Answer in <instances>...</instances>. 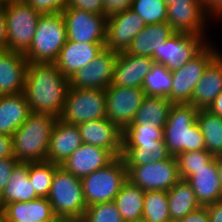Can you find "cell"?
Masks as SVG:
<instances>
[{"label":"cell","instance_id":"obj_3","mask_svg":"<svg viewBox=\"0 0 222 222\" xmlns=\"http://www.w3.org/2000/svg\"><path fill=\"white\" fill-rule=\"evenodd\" d=\"M198 109L190 103L173 104L166 125L164 142L172 156L180 152L206 150L203 134L197 123Z\"/></svg>","mask_w":222,"mask_h":222},{"label":"cell","instance_id":"obj_33","mask_svg":"<svg viewBox=\"0 0 222 222\" xmlns=\"http://www.w3.org/2000/svg\"><path fill=\"white\" fill-rule=\"evenodd\" d=\"M172 105L173 103L166 97L146 96L131 124L151 122L164 129Z\"/></svg>","mask_w":222,"mask_h":222},{"label":"cell","instance_id":"obj_17","mask_svg":"<svg viewBox=\"0 0 222 222\" xmlns=\"http://www.w3.org/2000/svg\"><path fill=\"white\" fill-rule=\"evenodd\" d=\"M83 143L109 150L115 157L122 155V131L107 117L77 125Z\"/></svg>","mask_w":222,"mask_h":222},{"label":"cell","instance_id":"obj_23","mask_svg":"<svg viewBox=\"0 0 222 222\" xmlns=\"http://www.w3.org/2000/svg\"><path fill=\"white\" fill-rule=\"evenodd\" d=\"M0 215L2 222H54L57 218L48 198L9 203Z\"/></svg>","mask_w":222,"mask_h":222},{"label":"cell","instance_id":"obj_39","mask_svg":"<svg viewBox=\"0 0 222 222\" xmlns=\"http://www.w3.org/2000/svg\"><path fill=\"white\" fill-rule=\"evenodd\" d=\"M130 9L141 16L146 25L167 21L168 6L162 0H133Z\"/></svg>","mask_w":222,"mask_h":222},{"label":"cell","instance_id":"obj_5","mask_svg":"<svg viewBox=\"0 0 222 222\" xmlns=\"http://www.w3.org/2000/svg\"><path fill=\"white\" fill-rule=\"evenodd\" d=\"M127 179V167L122 156L83 177L81 182L86 205L113 201Z\"/></svg>","mask_w":222,"mask_h":222},{"label":"cell","instance_id":"obj_7","mask_svg":"<svg viewBox=\"0 0 222 222\" xmlns=\"http://www.w3.org/2000/svg\"><path fill=\"white\" fill-rule=\"evenodd\" d=\"M2 8L6 19L7 50L24 54L32 43L41 13L25 0Z\"/></svg>","mask_w":222,"mask_h":222},{"label":"cell","instance_id":"obj_4","mask_svg":"<svg viewBox=\"0 0 222 222\" xmlns=\"http://www.w3.org/2000/svg\"><path fill=\"white\" fill-rule=\"evenodd\" d=\"M67 41L61 12L41 14L29 49L23 54L29 62L54 63Z\"/></svg>","mask_w":222,"mask_h":222},{"label":"cell","instance_id":"obj_16","mask_svg":"<svg viewBox=\"0 0 222 222\" xmlns=\"http://www.w3.org/2000/svg\"><path fill=\"white\" fill-rule=\"evenodd\" d=\"M167 23L175 32L205 35L206 21L212 16L206 11L203 2H175L168 5Z\"/></svg>","mask_w":222,"mask_h":222},{"label":"cell","instance_id":"obj_2","mask_svg":"<svg viewBox=\"0 0 222 222\" xmlns=\"http://www.w3.org/2000/svg\"><path fill=\"white\" fill-rule=\"evenodd\" d=\"M56 121L54 116L30 112L26 121L12 135L14 157L24 163L46 161L50 135Z\"/></svg>","mask_w":222,"mask_h":222},{"label":"cell","instance_id":"obj_52","mask_svg":"<svg viewBox=\"0 0 222 222\" xmlns=\"http://www.w3.org/2000/svg\"><path fill=\"white\" fill-rule=\"evenodd\" d=\"M216 163H217L219 177H220V180H221V183H222V156H217L216 157Z\"/></svg>","mask_w":222,"mask_h":222},{"label":"cell","instance_id":"obj_40","mask_svg":"<svg viewBox=\"0 0 222 222\" xmlns=\"http://www.w3.org/2000/svg\"><path fill=\"white\" fill-rule=\"evenodd\" d=\"M84 218L86 222H124L113 201L87 206Z\"/></svg>","mask_w":222,"mask_h":222},{"label":"cell","instance_id":"obj_12","mask_svg":"<svg viewBox=\"0 0 222 222\" xmlns=\"http://www.w3.org/2000/svg\"><path fill=\"white\" fill-rule=\"evenodd\" d=\"M205 36L175 32L153 55V61L168 70L182 67L194 58L210 41Z\"/></svg>","mask_w":222,"mask_h":222},{"label":"cell","instance_id":"obj_27","mask_svg":"<svg viewBox=\"0 0 222 222\" xmlns=\"http://www.w3.org/2000/svg\"><path fill=\"white\" fill-rule=\"evenodd\" d=\"M174 33L167 22L146 25L134 37L126 53L153 58L154 52Z\"/></svg>","mask_w":222,"mask_h":222},{"label":"cell","instance_id":"obj_37","mask_svg":"<svg viewBox=\"0 0 222 222\" xmlns=\"http://www.w3.org/2000/svg\"><path fill=\"white\" fill-rule=\"evenodd\" d=\"M59 166L60 165L49 161L29 162L30 183L33 184L36 194L40 198H47L55 170Z\"/></svg>","mask_w":222,"mask_h":222},{"label":"cell","instance_id":"obj_18","mask_svg":"<svg viewBox=\"0 0 222 222\" xmlns=\"http://www.w3.org/2000/svg\"><path fill=\"white\" fill-rule=\"evenodd\" d=\"M116 157L107 149L83 143L60 166L82 179L107 166Z\"/></svg>","mask_w":222,"mask_h":222},{"label":"cell","instance_id":"obj_49","mask_svg":"<svg viewBox=\"0 0 222 222\" xmlns=\"http://www.w3.org/2000/svg\"><path fill=\"white\" fill-rule=\"evenodd\" d=\"M7 50L6 19L4 9L0 7V51Z\"/></svg>","mask_w":222,"mask_h":222},{"label":"cell","instance_id":"obj_10","mask_svg":"<svg viewBox=\"0 0 222 222\" xmlns=\"http://www.w3.org/2000/svg\"><path fill=\"white\" fill-rule=\"evenodd\" d=\"M127 178L144 191H169L180 179L175 156L140 166H126Z\"/></svg>","mask_w":222,"mask_h":222},{"label":"cell","instance_id":"obj_51","mask_svg":"<svg viewBox=\"0 0 222 222\" xmlns=\"http://www.w3.org/2000/svg\"><path fill=\"white\" fill-rule=\"evenodd\" d=\"M54 222H86L84 216L81 217H57Z\"/></svg>","mask_w":222,"mask_h":222},{"label":"cell","instance_id":"obj_30","mask_svg":"<svg viewBox=\"0 0 222 222\" xmlns=\"http://www.w3.org/2000/svg\"><path fill=\"white\" fill-rule=\"evenodd\" d=\"M122 158L126 166H140L169 159L172 155L163 140L142 143V146H122Z\"/></svg>","mask_w":222,"mask_h":222},{"label":"cell","instance_id":"obj_54","mask_svg":"<svg viewBox=\"0 0 222 222\" xmlns=\"http://www.w3.org/2000/svg\"><path fill=\"white\" fill-rule=\"evenodd\" d=\"M19 1H22V0H0V7L5 6L9 3L19 2Z\"/></svg>","mask_w":222,"mask_h":222},{"label":"cell","instance_id":"obj_53","mask_svg":"<svg viewBox=\"0 0 222 222\" xmlns=\"http://www.w3.org/2000/svg\"><path fill=\"white\" fill-rule=\"evenodd\" d=\"M167 6L175 2H203L202 0H162Z\"/></svg>","mask_w":222,"mask_h":222},{"label":"cell","instance_id":"obj_41","mask_svg":"<svg viewBox=\"0 0 222 222\" xmlns=\"http://www.w3.org/2000/svg\"><path fill=\"white\" fill-rule=\"evenodd\" d=\"M41 14L62 12L67 7L68 0H25Z\"/></svg>","mask_w":222,"mask_h":222},{"label":"cell","instance_id":"obj_55","mask_svg":"<svg viewBox=\"0 0 222 222\" xmlns=\"http://www.w3.org/2000/svg\"><path fill=\"white\" fill-rule=\"evenodd\" d=\"M127 222H147L145 219L141 218L138 220H133V221H127Z\"/></svg>","mask_w":222,"mask_h":222},{"label":"cell","instance_id":"obj_1","mask_svg":"<svg viewBox=\"0 0 222 222\" xmlns=\"http://www.w3.org/2000/svg\"><path fill=\"white\" fill-rule=\"evenodd\" d=\"M68 89L69 78L55 63H28L23 93L31 112L60 118Z\"/></svg>","mask_w":222,"mask_h":222},{"label":"cell","instance_id":"obj_13","mask_svg":"<svg viewBox=\"0 0 222 222\" xmlns=\"http://www.w3.org/2000/svg\"><path fill=\"white\" fill-rule=\"evenodd\" d=\"M105 96L107 118L123 131L133 122L146 94L142 88L110 85Z\"/></svg>","mask_w":222,"mask_h":222},{"label":"cell","instance_id":"obj_36","mask_svg":"<svg viewBox=\"0 0 222 222\" xmlns=\"http://www.w3.org/2000/svg\"><path fill=\"white\" fill-rule=\"evenodd\" d=\"M142 218L147 222L170 220L167 191H145Z\"/></svg>","mask_w":222,"mask_h":222},{"label":"cell","instance_id":"obj_32","mask_svg":"<svg viewBox=\"0 0 222 222\" xmlns=\"http://www.w3.org/2000/svg\"><path fill=\"white\" fill-rule=\"evenodd\" d=\"M197 123L203 134L206 151L212 156H222V117L208 109H199Z\"/></svg>","mask_w":222,"mask_h":222},{"label":"cell","instance_id":"obj_38","mask_svg":"<svg viewBox=\"0 0 222 222\" xmlns=\"http://www.w3.org/2000/svg\"><path fill=\"white\" fill-rule=\"evenodd\" d=\"M178 165V171L181 179L186 180L193 174H196V170L205 167L213 158L206 150L180 152L176 156Z\"/></svg>","mask_w":222,"mask_h":222},{"label":"cell","instance_id":"obj_21","mask_svg":"<svg viewBox=\"0 0 222 222\" xmlns=\"http://www.w3.org/2000/svg\"><path fill=\"white\" fill-rule=\"evenodd\" d=\"M27 65L23 53L0 51V95L24 92Z\"/></svg>","mask_w":222,"mask_h":222},{"label":"cell","instance_id":"obj_15","mask_svg":"<svg viewBox=\"0 0 222 222\" xmlns=\"http://www.w3.org/2000/svg\"><path fill=\"white\" fill-rule=\"evenodd\" d=\"M145 26L143 18L131 9L107 17L105 48L116 53L126 52Z\"/></svg>","mask_w":222,"mask_h":222},{"label":"cell","instance_id":"obj_26","mask_svg":"<svg viewBox=\"0 0 222 222\" xmlns=\"http://www.w3.org/2000/svg\"><path fill=\"white\" fill-rule=\"evenodd\" d=\"M40 198L30 183L29 163L19 162L11 173L10 181L0 193V211L9 203L28 202Z\"/></svg>","mask_w":222,"mask_h":222},{"label":"cell","instance_id":"obj_42","mask_svg":"<svg viewBox=\"0 0 222 222\" xmlns=\"http://www.w3.org/2000/svg\"><path fill=\"white\" fill-rule=\"evenodd\" d=\"M67 7L104 15L103 0H68Z\"/></svg>","mask_w":222,"mask_h":222},{"label":"cell","instance_id":"obj_29","mask_svg":"<svg viewBox=\"0 0 222 222\" xmlns=\"http://www.w3.org/2000/svg\"><path fill=\"white\" fill-rule=\"evenodd\" d=\"M145 191L126 180L113 202L124 222L142 218Z\"/></svg>","mask_w":222,"mask_h":222},{"label":"cell","instance_id":"obj_56","mask_svg":"<svg viewBox=\"0 0 222 222\" xmlns=\"http://www.w3.org/2000/svg\"><path fill=\"white\" fill-rule=\"evenodd\" d=\"M168 222H182V220L170 219Z\"/></svg>","mask_w":222,"mask_h":222},{"label":"cell","instance_id":"obj_8","mask_svg":"<svg viewBox=\"0 0 222 222\" xmlns=\"http://www.w3.org/2000/svg\"><path fill=\"white\" fill-rule=\"evenodd\" d=\"M105 90L69 87L60 120L79 123L104 119L106 114Z\"/></svg>","mask_w":222,"mask_h":222},{"label":"cell","instance_id":"obj_24","mask_svg":"<svg viewBox=\"0 0 222 222\" xmlns=\"http://www.w3.org/2000/svg\"><path fill=\"white\" fill-rule=\"evenodd\" d=\"M186 181L191 185L200 206H207L222 199V183L216 157L205 167L196 170V174L188 177Z\"/></svg>","mask_w":222,"mask_h":222},{"label":"cell","instance_id":"obj_28","mask_svg":"<svg viewBox=\"0 0 222 222\" xmlns=\"http://www.w3.org/2000/svg\"><path fill=\"white\" fill-rule=\"evenodd\" d=\"M30 112L23 92L0 95V134L13 135Z\"/></svg>","mask_w":222,"mask_h":222},{"label":"cell","instance_id":"obj_25","mask_svg":"<svg viewBox=\"0 0 222 222\" xmlns=\"http://www.w3.org/2000/svg\"><path fill=\"white\" fill-rule=\"evenodd\" d=\"M222 92V53L220 52L207 66L199 79L191 103L198 110L208 109Z\"/></svg>","mask_w":222,"mask_h":222},{"label":"cell","instance_id":"obj_31","mask_svg":"<svg viewBox=\"0 0 222 222\" xmlns=\"http://www.w3.org/2000/svg\"><path fill=\"white\" fill-rule=\"evenodd\" d=\"M167 192L170 219L181 220L200 207L191 185L186 180L180 179Z\"/></svg>","mask_w":222,"mask_h":222},{"label":"cell","instance_id":"obj_35","mask_svg":"<svg viewBox=\"0 0 222 222\" xmlns=\"http://www.w3.org/2000/svg\"><path fill=\"white\" fill-rule=\"evenodd\" d=\"M163 128L151 122L130 124L122 131V146H142V143H157L163 140Z\"/></svg>","mask_w":222,"mask_h":222},{"label":"cell","instance_id":"obj_22","mask_svg":"<svg viewBox=\"0 0 222 222\" xmlns=\"http://www.w3.org/2000/svg\"><path fill=\"white\" fill-rule=\"evenodd\" d=\"M82 144L77 125L58 118L50 135L46 161L61 165Z\"/></svg>","mask_w":222,"mask_h":222},{"label":"cell","instance_id":"obj_47","mask_svg":"<svg viewBox=\"0 0 222 222\" xmlns=\"http://www.w3.org/2000/svg\"><path fill=\"white\" fill-rule=\"evenodd\" d=\"M206 11L214 18H222V0H202ZM216 17V18H215Z\"/></svg>","mask_w":222,"mask_h":222},{"label":"cell","instance_id":"obj_44","mask_svg":"<svg viewBox=\"0 0 222 222\" xmlns=\"http://www.w3.org/2000/svg\"><path fill=\"white\" fill-rule=\"evenodd\" d=\"M133 0H103L104 16L109 17L131 8Z\"/></svg>","mask_w":222,"mask_h":222},{"label":"cell","instance_id":"obj_9","mask_svg":"<svg viewBox=\"0 0 222 222\" xmlns=\"http://www.w3.org/2000/svg\"><path fill=\"white\" fill-rule=\"evenodd\" d=\"M208 43L194 58L182 67L172 70V90L169 100L173 104L191 103L193 91L208 64L220 51Z\"/></svg>","mask_w":222,"mask_h":222},{"label":"cell","instance_id":"obj_34","mask_svg":"<svg viewBox=\"0 0 222 222\" xmlns=\"http://www.w3.org/2000/svg\"><path fill=\"white\" fill-rule=\"evenodd\" d=\"M172 84V71L162 64L154 63L145 76L142 89L146 96L166 97L169 99Z\"/></svg>","mask_w":222,"mask_h":222},{"label":"cell","instance_id":"obj_6","mask_svg":"<svg viewBox=\"0 0 222 222\" xmlns=\"http://www.w3.org/2000/svg\"><path fill=\"white\" fill-rule=\"evenodd\" d=\"M47 198L56 217H81L85 215L87 205L81 179L65 171L61 166L55 170Z\"/></svg>","mask_w":222,"mask_h":222},{"label":"cell","instance_id":"obj_46","mask_svg":"<svg viewBox=\"0 0 222 222\" xmlns=\"http://www.w3.org/2000/svg\"><path fill=\"white\" fill-rule=\"evenodd\" d=\"M181 220L182 222H210L206 206H200L198 209L187 214Z\"/></svg>","mask_w":222,"mask_h":222},{"label":"cell","instance_id":"obj_48","mask_svg":"<svg viewBox=\"0 0 222 222\" xmlns=\"http://www.w3.org/2000/svg\"><path fill=\"white\" fill-rule=\"evenodd\" d=\"M210 222H222V199L206 206Z\"/></svg>","mask_w":222,"mask_h":222},{"label":"cell","instance_id":"obj_11","mask_svg":"<svg viewBox=\"0 0 222 222\" xmlns=\"http://www.w3.org/2000/svg\"><path fill=\"white\" fill-rule=\"evenodd\" d=\"M61 13L65 20L67 41L106 43V16L71 7H66Z\"/></svg>","mask_w":222,"mask_h":222},{"label":"cell","instance_id":"obj_45","mask_svg":"<svg viewBox=\"0 0 222 222\" xmlns=\"http://www.w3.org/2000/svg\"><path fill=\"white\" fill-rule=\"evenodd\" d=\"M15 158L12 135L0 134V159Z\"/></svg>","mask_w":222,"mask_h":222},{"label":"cell","instance_id":"obj_19","mask_svg":"<svg viewBox=\"0 0 222 222\" xmlns=\"http://www.w3.org/2000/svg\"><path fill=\"white\" fill-rule=\"evenodd\" d=\"M155 62L150 57L118 53L111 85L142 88L145 76Z\"/></svg>","mask_w":222,"mask_h":222},{"label":"cell","instance_id":"obj_50","mask_svg":"<svg viewBox=\"0 0 222 222\" xmlns=\"http://www.w3.org/2000/svg\"><path fill=\"white\" fill-rule=\"evenodd\" d=\"M208 110L222 117V92L214 99L213 103L208 107Z\"/></svg>","mask_w":222,"mask_h":222},{"label":"cell","instance_id":"obj_14","mask_svg":"<svg viewBox=\"0 0 222 222\" xmlns=\"http://www.w3.org/2000/svg\"><path fill=\"white\" fill-rule=\"evenodd\" d=\"M118 53L103 49L88 65L69 77V87L105 90L113 80Z\"/></svg>","mask_w":222,"mask_h":222},{"label":"cell","instance_id":"obj_43","mask_svg":"<svg viewBox=\"0 0 222 222\" xmlns=\"http://www.w3.org/2000/svg\"><path fill=\"white\" fill-rule=\"evenodd\" d=\"M18 163L19 161L16 158L0 159V193L10 181L11 173Z\"/></svg>","mask_w":222,"mask_h":222},{"label":"cell","instance_id":"obj_20","mask_svg":"<svg viewBox=\"0 0 222 222\" xmlns=\"http://www.w3.org/2000/svg\"><path fill=\"white\" fill-rule=\"evenodd\" d=\"M105 48V43H82L66 41L54 62L65 77H71L88 65Z\"/></svg>","mask_w":222,"mask_h":222}]
</instances>
